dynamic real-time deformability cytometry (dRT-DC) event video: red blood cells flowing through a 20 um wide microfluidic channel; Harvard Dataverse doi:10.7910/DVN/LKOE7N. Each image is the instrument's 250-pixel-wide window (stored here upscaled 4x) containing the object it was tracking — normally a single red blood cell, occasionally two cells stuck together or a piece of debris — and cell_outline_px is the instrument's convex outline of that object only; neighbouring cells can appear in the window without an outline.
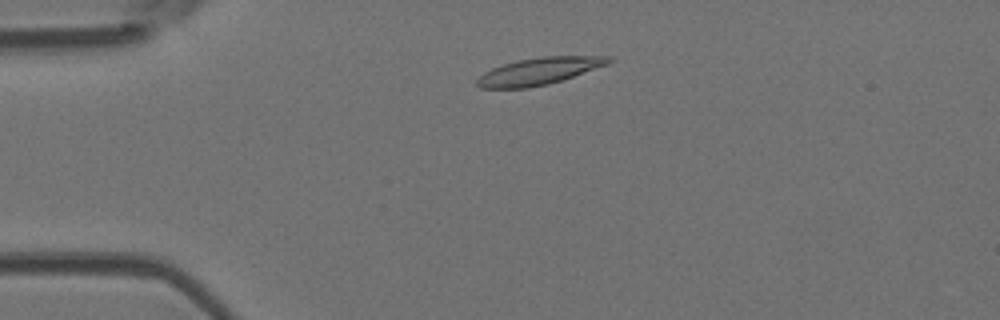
{"species": "Egyptian fruit bat (a non-hibernating species)", "species_latin": "Rousettus aegyptiacus", "temperature_condition": "room temperature", "stored_images_in_passage": 46, "camera_frame_rate_fps": 3000, "um_per_image_px": 0.085, "animal": {"sex": "female"}, "frame": {"image": 1, "passage_image": 6, "time_ms": 1.667, "image_size_px": [1000, 320], "cell_outline_px": [[612, 60], [608, 64], [548, 84], [528, 88], [480, 88], [476, 84], [476, 80], [484, 72], [492, 68], [504, 64], [520, 60], [544, 56], [612, 56]], "centroid_in_image_um": [45.8, 6.05], "position_along_channel_um": 39.2, "area_um2": 20.4}}
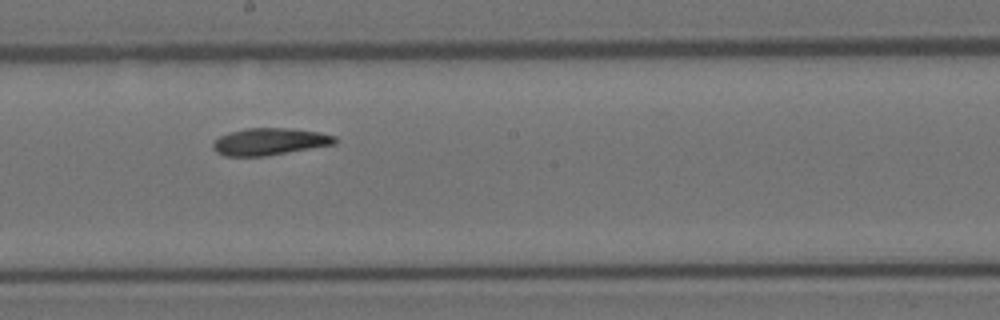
{"frame": {"image": 2, "passage_image": 23, "time_ms": 7.333, "image_size_px": [1000, 320], "cell_outline_px": [[336, 144], [264, 156], [224, 156], [216, 152], [212, 148], [212, 144], [220, 136], [228, 132], [244, 128], [292, 128], [316, 132], [336, 136]], "centroid_in_image_um": [22.88, 12.03], "position_along_channel_um": 225.3, "area_um2": 19.19}}
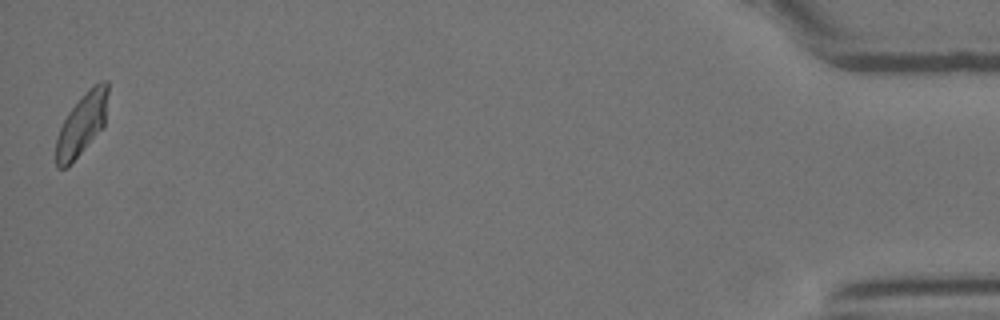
{"frame": {"image": 3, "passage_image": 46, "time_ms": 15.0, "image_size_px": [1000, 320], "cell_outline_px": [[108, 92], [104, 124], [68, 168], [56, 168], [56, 140], [60, 128], [68, 112], [80, 96], [88, 88], [100, 80], [108, 80]], "centroid_in_image_um": [6.94, 10.52], "position_along_channel_um": 428.3, "area_um2": 18.61}, "authors_computed_cell_mechanics": {"area_um2": 19.363, "velocity_mm_per_s": 3.8493, "shape_relaxation_time_tau1_ms": null, "shape_relaxation_time_tau2_ms": 6.9254, "deformation_change_tau1": null, "deformation_change_tau2": 0.1309}}